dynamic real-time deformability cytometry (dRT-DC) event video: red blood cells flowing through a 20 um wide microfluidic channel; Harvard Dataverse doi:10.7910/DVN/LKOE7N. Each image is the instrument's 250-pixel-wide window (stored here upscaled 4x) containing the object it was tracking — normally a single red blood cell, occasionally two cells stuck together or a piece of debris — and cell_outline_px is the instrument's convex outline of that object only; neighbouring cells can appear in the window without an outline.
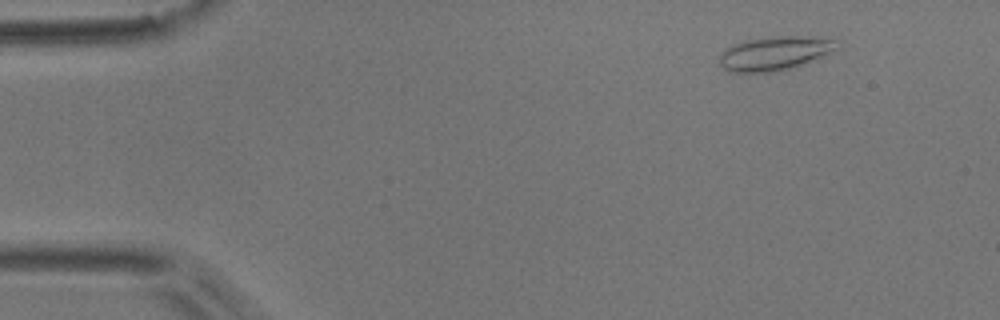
{"species": "common noctule bat (a hibernating species)", "species_latin": "Nyctalus noctula", "temperature_condition": "room temperature", "stored_images_in_passage": 5, "camera_frame_rate_fps": 3000, "um_per_image_px": 0.085, "animal": {"sex": "male", "body_mass_g": 17.9}, "frame": {"image": 1, "passage_image": 5, "time_ms": 1.333, "image_size_px": [1000, 320], "cell_outline_px": [[840, 40], [836, 48], [800, 64], [788, 68], [772, 72], [728, 72], [720, 64], [720, 56], [724, 48], [732, 44], [744, 40], [768, 36], [800, 36]], "centroid_in_image_um": [65.74, 4.51], "position_along_channel_um": 19.3, "area_um2": 22.77}}